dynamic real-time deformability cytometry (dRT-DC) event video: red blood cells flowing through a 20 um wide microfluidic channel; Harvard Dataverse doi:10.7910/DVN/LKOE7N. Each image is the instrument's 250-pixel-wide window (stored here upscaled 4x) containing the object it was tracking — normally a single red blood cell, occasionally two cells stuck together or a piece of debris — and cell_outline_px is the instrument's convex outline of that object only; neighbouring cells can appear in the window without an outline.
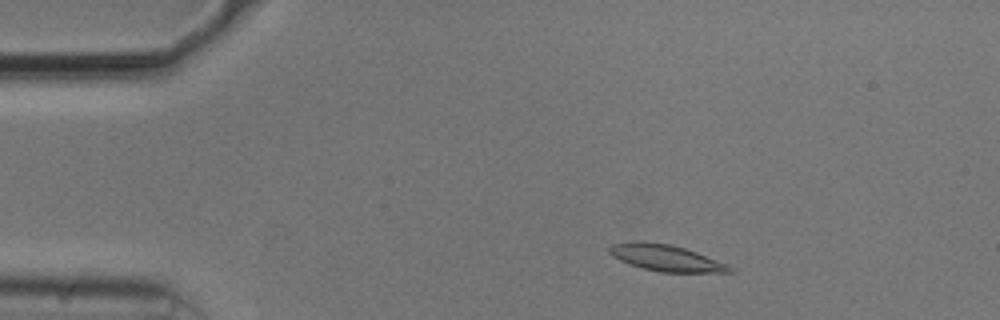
{"species": "common noctule bat (a hibernating species)", "species_latin": "Nyctalus noctula", "temperature_condition": "cold", "stored_images_in_passage": 9, "camera_frame_rate_fps": 3000, "um_per_image_px": 0.085, "animal": {"sex": "male", "body_mass_g": 20.5, "forearm_length_mm": 52.5}, "frame": {"image": 1, "passage_image": 4, "time_ms": 1.0, "image_size_px": [1000, 320], "cell_outline_px": [[736, 268], [732, 272], [660, 272], [628, 264], [612, 256], [608, 252], [608, 248], [612, 244], [636, 240], [668, 244], [684, 248], [696, 252], [728, 264]], "centroid_in_image_um": [56.59, 21.92], "position_along_channel_um": 28.4, "area_um2": 18.5}}